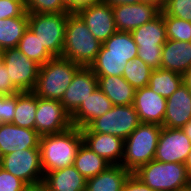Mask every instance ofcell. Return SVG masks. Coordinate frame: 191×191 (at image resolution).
Here are the masks:
<instances>
[{"label":"cell","mask_w":191,"mask_h":191,"mask_svg":"<svg viewBox=\"0 0 191 191\" xmlns=\"http://www.w3.org/2000/svg\"><path fill=\"white\" fill-rule=\"evenodd\" d=\"M137 55L138 46L131 32L116 31L102 43L90 68L96 76H122L126 63Z\"/></svg>","instance_id":"6da1fadb"},{"label":"cell","mask_w":191,"mask_h":191,"mask_svg":"<svg viewBox=\"0 0 191 191\" xmlns=\"http://www.w3.org/2000/svg\"><path fill=\"white\" fill-rule=\"evenodd\" d=\"M82 143L81 130L74 126L58 134L40 136L39 148L43 173L72 166Z\"/></svg>","instance_id":"7a4b0ae2"},{"label":"cell","mask_w":191,"mask_h":191,"mask_svg":"<svg viewBox=\"0 0 191 191\" xmlns=\"http://www.w3.org/2000/svg\"><path fill=\"white\" fill-rule=\"evenodd\" d=\"M101 46L102 43L91 34L82 18L76 12H69L61 57L82 67H90Z\"/></svg>","instance_id":"3957f363"},{"label":"cell","mask_w":191,"mask_h":191,"mask_svg":"<svg viewBox=\"0 0 191 191\" xmlns=\"http://www.w3.org/2000/svg\"><path fill=\"white\" fill-rule=\"evenodd\" d=\"M80 67L75 62L62 57L52 58L39 67L37 83L32 92L43 99L61 101Z\"/></svg>","instance_id":"277c9868"},{"label":"cell","mask_w":191,"mask_h":191,"mask_svg":"<svg viewBox=\"0 0 191 191\" xmlns=\"http://www.w3.org/2000/svg\"><path fill=\"white\" fill-rule=\"evenodd\" d=\"M161 130V125L140 123L124 140V154L121 166L133 173L140 166L154 160Z\"/></svg>","instance_id":"5b68a950"},{"label":"cell","mask_w":191,"mask_h":191,"mask_svg":"<svg viewBox=\"0 0 191 191\" xmlns=\"http://www.w3.org/2000/svg\"><path fill=\"white\" fill-rule=\"evenodd\" d=\"M133 174L154 191H175L190 184L183 163L152 160Z\"/></svg>","instance_id":"8992f818"},{"label":"cell","mask_w":191,"mask_h":191,"mask_svg":"<svg viewBox=\"0 0 191 191\" xmlns=\"http://www.w3.org/2000/svg\"><path fill=\"white\" fill-rule=\"evenodd\" d=\"M69 12L28 13V28L53 56L61 57Z\"/></svg>","instance_id":"52a82bcc"},{"label":"cell","mask_w":191,"mask_h":191,"mask_svg":"<svg viewBox=\"0 0 191 191\" xmlns=\"http://www.w3.org/2000/svg\"><path fill=\"white\" fill-rule=\"evenodd\" d=\"M138 46V55L152 69L161 68L162 47L167 41L163 15L131 31Z\"/></svg>","instance_id":"ba28073f"},{"label":"cell","mask_w":191,"mask_h":191,"mask_svg":"<svg viewBox=\"0 0 191 191\" xmlns=\"http://www.w3.org/2000/svg\"><path fill=\"white\" fill-rule=\"evenodd\" d=\"M134 105L115 106L101 117L92 120L86 128L90 132L111 134L126 139L140 124Z\"/></svg>","instance_id":"9c48e42d"},{"label":"cell","mask_w":191,"mask_h":191,"mask_svg":"<svg viewBox=\"0 0 191 191\" xmlns=\"http://www.w3.org/2000/svg\"><path fill=\"white\" fill-rule=\"evenodd\" d=\"M0 167L26 184L37 183L44 179L40 148H28L1 156Z\"/></svg>","instance_id":"30bf717a"},{"label":"cell","mask_w":191,"mask_h":191,"mask_svg":"<svg viewBox=\"0 0 191 191\" xmlns=\"http://www.w3.org/2000/svg\"><path fill=\"white\" fill-rule=\"evenodd\" d=\"M4 61L9 79L20 92L34 90L40 65L34 60L27 58L17 48L3 50Z\"/></svg>","instance_id":"8fae6325"},{"label":"cell","mask_w":191,"mask_h":191,"mask_svg":"<svg viewBox=\"0 0 191 191\" xmlns=\"http://www.w3.org/2000/svg\"><path fill=\"white\" fill-rule=\"evenodd\" d=\"M76 13L85 22L91 34L101 43L117 31L112 6L103 0L86 2Z\"/></svg>","instance_id":"7c38bea8"},{"label":"cell","mask_w":191,"mask_h":191,"mask_svg":"<svg viewBox=\"0 0 191 191\" xmlns=\"http://www.w3.org/2000/svg\"><path fill=\"white\" fill-rule=\"evenodd\" d=\"M72 126L71 115L59 100L38 97L35 130L40 136L58 134Z\"/></svg>","instance_id":"4fadbf2b"},{"label":"cell","mask_w":191,"mask_h":191,"mask_svg":"<svg viewBox=\"0 0 191 191\" xmlns=\"http://www.w3.org/2000/svg\"><path fill=\"white\" fill-rule=\"evenodd\" d=\"M191 141L181 129L162 127L154 160L185 164Z\"/></svg>","instance_id":"5bb4252c"},{"label":"cell","mask_w":191,"mask_h":191,"mask_svg":"<svg viewBox=\"0 0 191 191\" xmlns=\"http://www.w3.org/2000/svg\"><path fill=\"white\" fill-rule=\"evenodd\" d=\"M112 11L117 31L125 32H131L161 13L158 7L142 2L112 6Z\"/></svg>","instance_id":"9a60e30c"},{"label":"cell","mask_w":191,"mask_h":191,"mask_svg":"<svg viewBox=\"0 0 191 191\" xmlns=\"http://www.w3.org/2000/svg\"><path fill=\"white\" fill-rule=\"evenodd\" d=\"M98 88L97 76L90 67H80L66 89L61 104L72 115L80 105Z\"/></svg>","instance_id":"2e32d148"},{"label":"cell","mask_w":191,"mask_h":191,"mask_svg":"<svg viewBox=\"0 0 191 191\" xmlns=\"http://www.w3.org/2000/svg\"><path fill=\"white\" fill-rule=\"evenodd\" d=\"M83 143L110 165H121L124 154V139L98 132H90L81 128Z\"/></svg>","instance_id":"e0dca14e"},{"label":"cell","mask_w":191,"mask_h":191,"mask_svg":"<svg viewBox=\"0 0 191 191\" xmlns=\"http://www.w3.org/2000/svg\"><path fill=\"white\" fill-rule=\"evenodd\" d=\"M40 135L34 129L22 128L13 123H0V156L39 148Z\"/></svg>","instance_id":"ac0fdd59"},{"label":"cell","mask_w":191,"mask_h":191,"mask_svg":"<svg viewBox=\"0 0 191 191\" xmlns=\"http://www.w3.org/2000/svg\"><path fill=\"white\" fill-rule=\"evenodd\" d=\"M166 104V98L156 94L148 86L135 90L133 105L141 123H153L162 126Z\"/></svg>","instance_id":"d6986e66"},{"label":"cell","mask_w":191,"mask_h":191,"mask_svg":"<svg viewBox=\"0 0 191 191\" xmlns=\"http://www.w3.org/2000/svg\"><path fill=\"white\" fill-rule=\"evenodd\" d=\"M162 127L181 129L191 120V92L182 85L167 99Z\"/></svg>","instance_id":"ffe728a7"},{"label":"cell","mask_w":191,"mask_h":191,"mask_svg":"<svg viewBox=\"0 0 191 191\" xmlns=\"http://www.w3.org/2000/svg\"><path fill=\"white\" fill-rule=\"evenodd\" d=\"M113 107L107 96L97 88L71 115L72 125L86 127L92 120L101 117Z\"/></svg>","instance_id":"44dd1931"},{"label":"cell","mask_w":191,"mask_h":191,"mask_svg":"<svg viewBox=\"0 0 191 191\" xmlns=\"http://www.w3.org/2000/svg\"><path fill=\"white\" fill-rule=\"evenodd\" d=\"M161 57L162 69L183 75L191 67V42L167 39Z\"/></svg>","instance_id":"7402d4cb"},{"label":"cell","mask_w":191,"mask_h":191,"mask_svg":"<svg viewBox=\"0 0 191 191\" xmlns=\"http://www.w3.org/2000/svg\"><path fill=\"white\" fill-rule=\"evenodd\" d=\"M50 191H86L87 179L72 165L44 174Z\"/></svg>","instance_id":"603a6c76"},{"label":"cell","mask_w":191,"mask_h":191,"mask_svg":"<svg viewBox=\"0 0 191 191\" xmlns=\"http://www.w3.org/2000/svg\"><path fill=\"white\" fill-rule=\"evenodd\" d=\"M98 88L115 106L132 105L135 89L122 76H97Z\"/></svg>","instance_id":"cb8c5ba5"},{"label":"cell","mask_w":191,"mask_h":191,"mask_svg":"<svg viewBox=\"0 0 191 191\" xmlns=\"http://www.w3.org/2000/svg\"><path fill=\"white\" fill-rule=\"evenodd\" d=\"M130 174L121 165H110L103 172L87 179L86 191H122Z\"/></svg>","instance_id":"d4e9b609"},{"label":"cell","mask_w":191,"mask_h":191,"mask_svg":"<svg viewBox=\"0 0 191 191\" xmlns=\"http://www.w3.org/2000/svg\"><path fill=\"white\" fill-rule=\"evenodd\" d=\"M38 97L31 92L17 93V103L13 124L22 128L35 130Z\"/></svg>","instance_id":"484cf974"},{"label":"cell","mask_w":191,"mask_h":191,"mask_svg":"<svg viewBox=\"0 0 191 191\" xmlns=\"http://www.w3.org/2000/svg\"><path fill=\"white\" fill-rule=\"evenodd\" d=\"M183 83V75L162 68L153 69L148 87L156 94L170 97Z\"/></svg>","instance_id":"4316f807"},{"label":"cell","mask_w":191,"mask_h":191,"mask_svg":"<svg viewBox=\"0 0 191 191\" xmlns=\"http://www.w3.org/2000/svg\"><path fill=\"white\" fill-rule=\"evenodd\" d=\"M73 166L82 176L88 179L103 172L110 164L82 143L74 159Z\"/></svg>","instance_id":"83f0119b"},{"label":"cell","mask_w":191,"mask_h":191,"mask_svg":"<svg viewBox=\"0 0 191 191\" xmlns=\"http://www.w3.org/2000/svg\"><path fill=\"white\" fill-rule=\"evenodd\" d=\"M28 28V16L0 19V49L17 48Z\"/></svg>","instance_id":"f1b7e54d"},{"label":"cell","mask_w":191,"mask_h":191,"mask_svg":"<svg viewBox=\"0 0 191 191\" xmlns=\"http://www.w3.org/2000/svg\"><path fill=\"white\" fill-rule=\"evenodd\" d=\"M17 49L40 66L54 58L41 44L36 35L27 28L19 40Z\"/></svg>","instance_id":"f546056e"},{"label":"cell","mask_w":191,"mask_h":191,"mask_svg":"<svg viewBox=\"0 0 191 191\" xmlns=\"http://www.w3.org/2000/svg\"><path fill=\"white\" fill-rule=\"evenodd\" d=\"M153 69L139 57L126 63L122 77L136 90L147 87Z\"/></svg>","instance_id":"4dcf8cb0"},{"label":"cell","mask_w":191,"mask_h":191,"mask_svg":"<svg viewBox=\"0 0 191 191\" xmlns=\"http://www.w3.org/2000/svg\"><path fill=\"white\" fill-rule=\"evenodd\" d=\"M166 35L169 40L191 42V22L168 16L163 10Z\"/></svg>","instance_id":"1f68e13d"},{"label":"cell","mask_w":191,"mask_h":191,"mask_svg":"<svg viewBox=\"0 0 191 191\" xmlns=\"http://www.w3.org/2000/svg\"><path fill=\"white\" fill-rule=\"evenodd\" d=\"M28 13H63L69 12L61 0H26L25 5Z\"/></svg>","instance_id":"d6a6232c"},{"label":"cell","mask_w":191,"mask_h":191,"mask_svg":"<svg viewBox=\"0 0 191 191\" xmlns=\"http://www.w3.org/2000/svg\"><path fill=\"white\" fill-rule=\"evenodd\" d=\"M163 11L168 16L191 22V0H167Z\"/></svg>","instance_id":"836d02e7"},{"label":"cell","mask_w":191,"mask_h":191,"mask_svg":"<svg viewBox=\"0 0 191 191\" xmlns=\"http://www.w3.org/2000/svg\"><path fill=\"white\" fill-rule=\"evenodd\" d=\"M17 93L13 95L0 94V123H12L15 115Z\"/></svg>","instance_id":"e575fe53"},{"label":"cell","mask_w":191,"mask_h":191,"mask_svg":"<svg viewBox=\"0 0 191 191\" xmlns=\"http://www.w3.org/2000/svg\"><path fill=\"white\" fill-rule=\"evenodd\" d=\"M28 16L25 6L18 1L0 0V19Z\"/></svg>","instance_id":"d590c367"},{"label":"cell","mask_w":191,"mask_h":191,"mask_svg":"<svg viewBox=\"0 0 191 191\" xmlns=\"http://www.w3.org/2000/svg\"><path fill=\"white\" fill-rule=\"evenodd\" d=\"M26 183L0 167V191H24Z\"/></svg>","instance_id":"8d00e7d4"},{"label":"cell","mask_w":191,"mask_h":191,"mask_svg":"<svg viewBox=\"0 0 191 191\" xmlns=\"http://www.w3.org/2000/svg\"><path fill=\"white\" fill-rule=\"evenodd\" d=\"M20 91L12 84L9 79L8 71L5 65L0 66V94L13 95Z\"/></svg>","instance_id":"74e56055"},{"label":"cell","mask_w":191,"mask_h":191,"mask_svg":"<svg viewBox=\"0 0 191 191\" xmlns=\"http://www.w3.org/2000/svg\"><path fill=\"white\" fill-rule=\"evenodd\" d=\"M122 191H154L144 184L136 175L131 173L126 179Z\"/></svg>","instance_id":"f35d334b"},{"label":"cell","mask_w":191,"mask_h":191,"mask_svg":"<svg viewBox=\"0 0 191 191\" xmlns=\"http://www.w3.org/2000/svg\"><path fill=\"white\" fill-rule=\"evenodd\" d=\"M89 1H92V0H61L62 5L70 13L77 12L81 7L85 5L86 2H89Z\"/></svg>","instance_id":"ab89813d"},{"label":"cell","mask_w":191,"mask_h":191,"mask_svg":"<svg viewBox=\"0 0 191 191\" xmlns=\"http://www.w3.org/2000/svg\"><path fill=\"white\" fill-rule=\"evenodd\" d=\"M24 191H50L47 184L42 180L37 183L27 184Z\"/></svg>","instance_id":"60d3db41"},{"label":"cell","mask_w":191,"mask_h":191,"mask_svg":"<svg viewBox=\"0 0 191 191\" xmlns=\"http://www.w3.org/2000/svg\"><path fill=\"white\" fill-rule=\"evenodd\" d=\"M103 1L109 4L110 6H116L120 4H134L139 2V0H103Z\"/></svg>","instance_id":"b9f144b4"},{"label":"cell","mask_w":191,"mask_h":191,"mask_svg":"<svg viewBox=\"0 0 191 191\" xmlns=\"http://www.w3.org/2000/svg\"><path fill=\"white\" fill-rule=\"evenodd\" d=\"M139 2L152 4L158 7L161 11L164 9L166 4V0H139Z\"/></svg>","instance_id":"7bdbcfd3"},{"label":"cell","mask_w":191,"mask_h":191,"mask_svg":"<svg viewBox=\"0 0 191 191\" xmlns=\"http://www.w3.org/2000/svg\"><path fill=\"white\" fill-rule=\"evenodd\" d=\"M183 83L191 92V67L183 74Z\"/></svg>","instance_id":"ee69618b"},{"label":"cell","mask_w":191,"mask_h":191,"mask_svg":"<svg viewBox=\"0 0 191 191\" xmlns=\"http://www.w3.org/2000/svg\"><path fill=\"white\" fill-rule=\"evenodd\" d=\"M185 167H186L187 176H188L189 181L191 183V151H190L188 158L185 162Z\"/></svg>","instance_id":"f6af8a7d"},{"label":"cell","mask_w":191,"mask_h":191,"mask_svg":"<svg viewBox=\"0 0 191 191\" xmlns=\"http://www.w3.org/2000/svg\"><path fill=\"white\" fill-rule=\"evenodd\" d=\"M181 130L186 134V136L189 138V140L191 141V120L185 124Z\"/></svg>","instance_id":"bcb514c9"},{"label":"cell","mask_w":191,"mask_h":191,"mask_svg":"<svg viewBox=\"0 0 191 191\" xmlns=\"http://www.w3.org/2000/svg\"><path fill=\"white\" fill-rule=\"evenodd\" d=\"M175 191H191V183L183 188L177 189Z\"/></svg>","instance_id":"7dc6e473"},{"label":"cell","mask_w":191,"mask_h":191,"mask_svg":"<svg viewBox=\"0 0 191 191\" xmlns=\"http://www.w3.org/2000/svg\"><path fill=\"white\" fill-rule=\"evenodd\" d=\"M4 56H3V49H0V66L3 65Z\"/></svg>","instance_id":"c3c4849f"},{"label":"cell","mask_w":191,"mask_h":191,"mask_svg":"<svg viewBox=\"0 0 191 191\" xmlns=\"http://www.w3.org/2000/svg\"><path fill=\"white\" fill-rule=\"evenodd\" d=\"M12 1H18L21 2L24 6L26 5V0H12Z\"/></svg>","instance_id":"681fc988"}]
</instances>
